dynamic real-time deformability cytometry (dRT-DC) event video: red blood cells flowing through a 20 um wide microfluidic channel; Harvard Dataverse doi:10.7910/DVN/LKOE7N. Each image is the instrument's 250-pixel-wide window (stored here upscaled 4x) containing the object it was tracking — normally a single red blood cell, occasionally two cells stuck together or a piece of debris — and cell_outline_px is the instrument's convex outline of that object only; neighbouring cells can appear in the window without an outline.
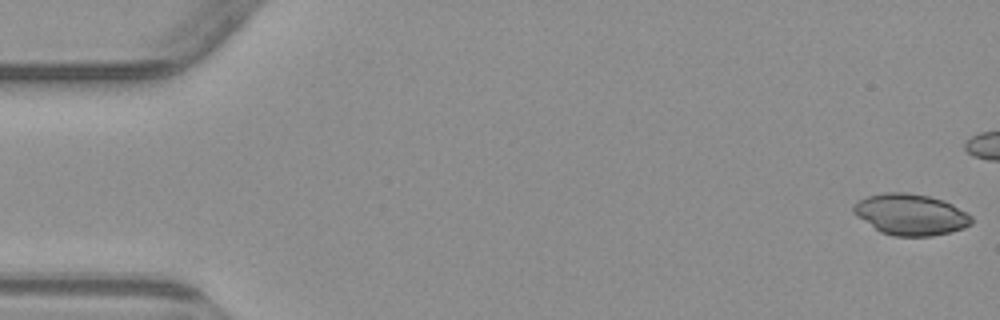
{"species": "common noctule bat (a hibernating species)", "species_latin": "Nyctalus noctula", "temperature_condition": "warm", "stored_images_in_passage": 5, "camera_frame_rate_fps": 3000, "um_per_image_px": 0.085, "animal": {"sex": "male", "body_mass_g": 23.1, "forearm_length_mm": 52.7}, "frame": {"image": 1, "passage_image": 1, "time_ms": 0.0, "image_size_px": [1000, 320], "cell_outline_px": [[972, 224], [964, 228], [932, 236], [892, 236], [880, 232], [856, 216], [852, 212], [852, 204], [868, 196], [884, 192], [908, 192], [928, 196], [944, 200], [952, 204], [972, 216]], "centroid_in_image_um": [77.38, 18.23], "position_along_channel_um": 7.6, "area_um2": 28.44}}
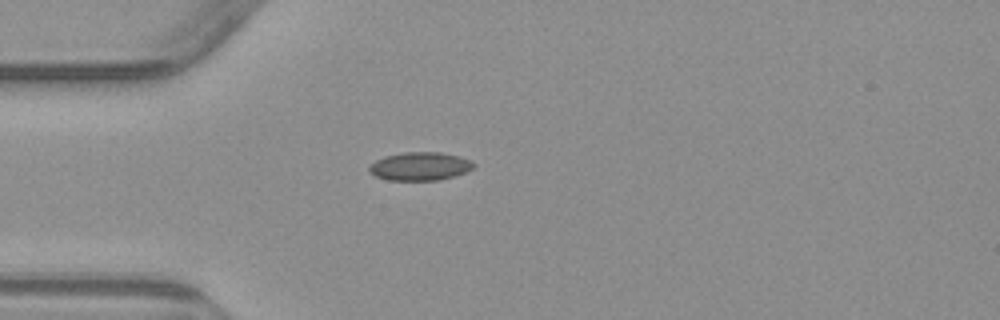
{"frame": {"image": 2, "passage_image": 5, "time_ms": 6.0, "image_size_px": [1000, 320], "cell_outline_px": [[476, 164], [472, 168], [464, 172], [440, 180], [388, 180], [376, 176], [368, 172], [368, 168], [376, 160], [384, 156], [404, 152], [440, 152], [460, 156]], "centroid_in_image_um": [35.67, 14.13], "position_along_channel_um": 49.3, "area_um2": 17.11}}